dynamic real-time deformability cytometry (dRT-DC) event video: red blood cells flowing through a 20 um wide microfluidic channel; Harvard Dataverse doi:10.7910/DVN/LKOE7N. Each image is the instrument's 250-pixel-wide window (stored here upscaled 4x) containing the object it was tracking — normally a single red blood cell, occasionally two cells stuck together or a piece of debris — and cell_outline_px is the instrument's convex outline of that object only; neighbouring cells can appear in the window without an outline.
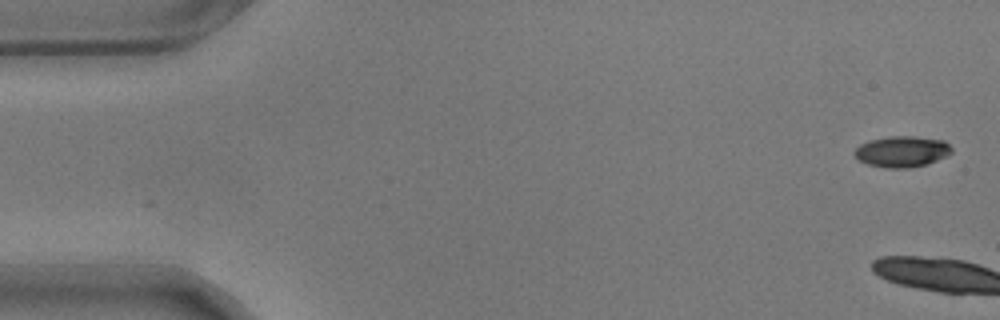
{"species": "common noctule bat (a hibernating species)", "species_latin": "Nyctalus noctula", "temperature_condition": "warm", "stored_images_in_passage": 3, "camera_frame_rate_fps": 3000, "um_per_image_px": 0.085, "animal": {"sex": "male", "body_mass_g": 17.9}, "frame": {"image": 1, "passage_image": 1, "time_ms": 0.0, "image_size_px": [1000, 320], "cell_outline_px": [[952, 152], [948, 156], [928, 164], [908, 168], [884, 168], [868, 164], [860, 160], [852, 152], [860, 144], [868, 140], [888, 136], [912, 136], [944, 140], [952, 148]], "centroid_in_image_um": [76.67, 12.88], "position_along_channel_um": 8.3, "area_um2": 17.74}}